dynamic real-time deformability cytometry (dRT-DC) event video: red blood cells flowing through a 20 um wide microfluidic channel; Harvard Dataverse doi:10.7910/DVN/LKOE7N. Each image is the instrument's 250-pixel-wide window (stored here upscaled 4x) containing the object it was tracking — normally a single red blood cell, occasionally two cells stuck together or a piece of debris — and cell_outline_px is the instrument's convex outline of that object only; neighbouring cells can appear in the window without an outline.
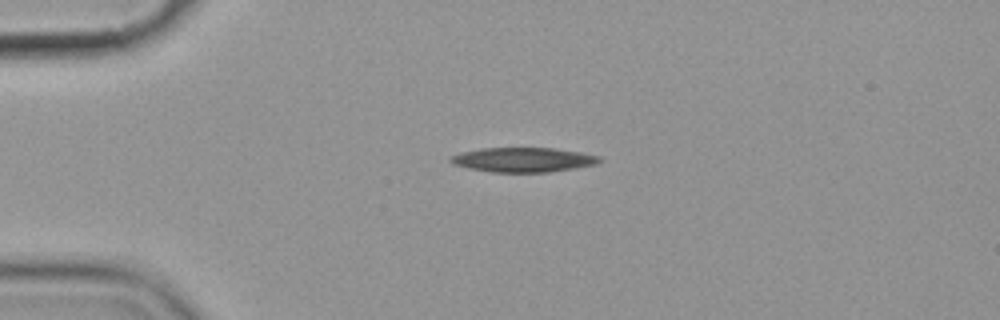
{"species": "common noctule bat (a hibernating species)", "species_latin": "Nyctalus noctula", "temperature_condition": "cold", "stored_images_in_passage": 1, "camera_frame_rate_fps": 3000, "um_per_image_px": 0.085, "animal": {"sex": "female", "body_mass_g": 19.9}, "frame": {"image": 1, "passage_image": 1, "time_ms": 0.0, "image_size_px": [1000, 320], "cell_outline_px": [[604, 160], [596, 164], [548, 172], [492, 172], [468, 168], [452, 164], [448, 160], [452, 156], [460, 152], [480, 148], [552, 148], [580, 152], [600, 156]], "centroid_in_image_um": [44.45, 13.57], "position_along_channel_um": 40.5, "area_um2": 21.27}}